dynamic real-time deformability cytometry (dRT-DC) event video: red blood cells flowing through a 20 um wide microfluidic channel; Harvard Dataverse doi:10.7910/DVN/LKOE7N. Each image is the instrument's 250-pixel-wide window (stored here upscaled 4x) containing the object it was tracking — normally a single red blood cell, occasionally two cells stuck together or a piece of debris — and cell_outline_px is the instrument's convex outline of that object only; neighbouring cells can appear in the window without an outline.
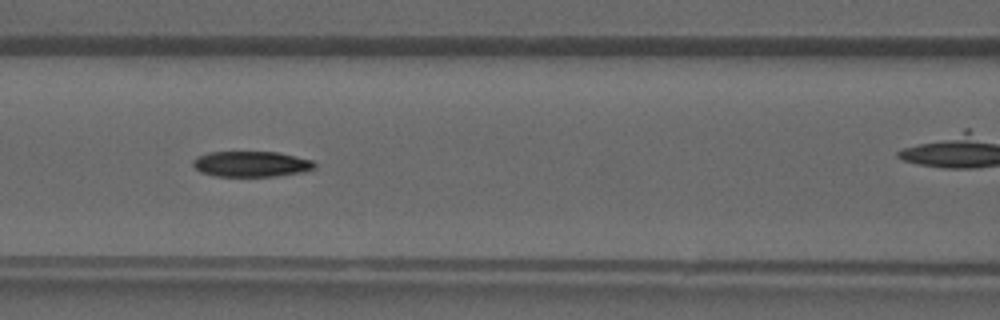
{"species": "common noctule bat (a hibernating species)", "species_latin": "Nyctalus noctula", "temperature_condition": "warm", "stored_images_in_passage": 32, "camera_frame_rate_fps": 3000, "um_per_image_px": 0.085, "animal": {"sex": "male", "forearm_length_mm": 52.5}, "frame": {"image": 1, "passage_image": 17, "time_ms": 5.333, "image_size_px": [1000, 320], "cell_outline_px": [[316, 168], [304, 172], [276, 176], [216, 176], [200, 172], [192, 164], [192, 160], [196, 156], [208, 152], [280, 152], [312, 160], [316, 164]], "centroid_in_image_um": [21.36, 13.94], "position_along_channel_um": 145.2, "area_um2": 18.32}}
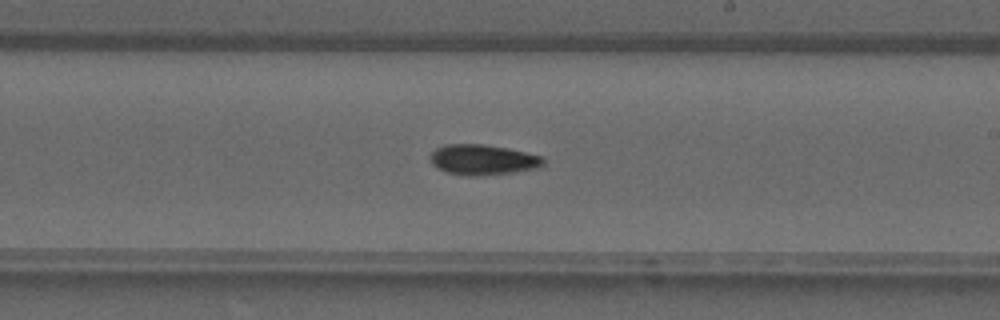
{"frame": {"image": 2, "passage_image": 23, "time_ms": 7.333, "image_size_px": [1000, 320], "cell_outline_px": [[544, 164], [536, 168], [512, 172], [472, 176], [468, 176], [448, 172], [436, 168], [432, 164], [428, 156], [436, 148], [444, 144], [484, 144], [508, 148], [544, 156]], "centroid_in_image_um": [41.01, 13.56], "position_along_channel_um": 248.0, "area_um2": 20.06}}
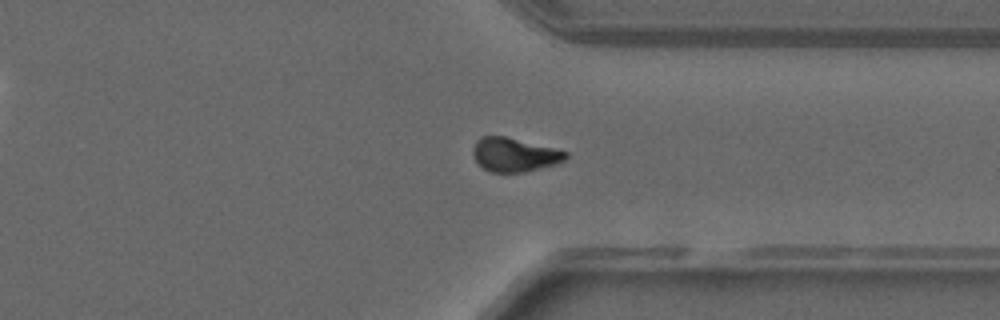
{"frame": {"image": 3, "passage_image": 30, "time_ms": 9.667, "image_size_px": [1000, 320], "cell_outline_px": [[568, 156], [564, 160], [556, 164], [524, 172], [488, 172], [476, 160], [472, 152], [472, 148], [476, 140], [480, 136], [504, 136], [568, 152]], "centroid_in_image_um": [43.69, 13.15], "position_along_channel_um": 367.7, "area_um2": 18.09}}